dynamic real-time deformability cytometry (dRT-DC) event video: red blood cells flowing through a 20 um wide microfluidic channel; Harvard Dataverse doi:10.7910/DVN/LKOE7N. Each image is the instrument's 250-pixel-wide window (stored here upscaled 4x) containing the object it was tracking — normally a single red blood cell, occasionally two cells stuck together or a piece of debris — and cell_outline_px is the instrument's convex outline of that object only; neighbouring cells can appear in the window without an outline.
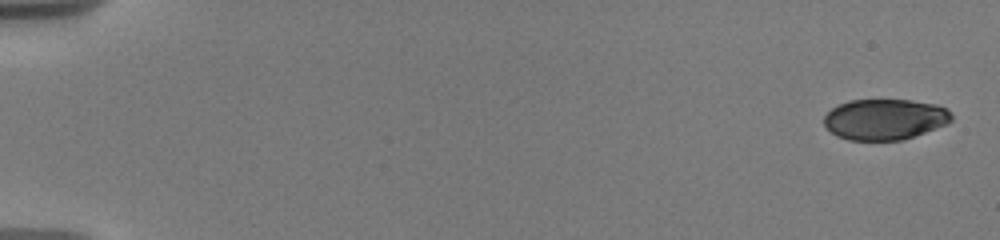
{"species": "human", "species_latin": "Homo sapiens", "temperature_condition": "warm", "stored_images_in_passage": 15, "camera_frame_rate_fps": 3000, "um_per_image_px": 0.085, "donor": {"sex": "male"}, "frame": {"image": 1, "passage_image": 1, "time_ms": 0.0, "image_size_px": [1000, 240], "cell_outline_px": [[952, 120], [944, 124], [924, 132], [900, 140], [848, 140], [836, 136], [824, 124], [824, 116], [832, 108], [848, 100], [912, 100], [936, 104], [948, 108], [952, 116]], "centroid_in_image_um": [75.19, 10.13], "position_along_channel_um": 9.8, "area_um2": 30.11}}
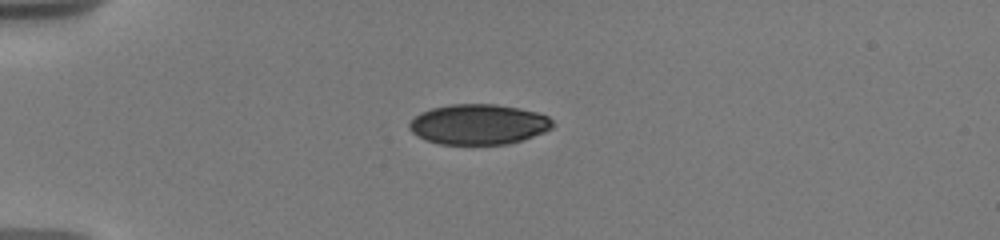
{"frame": {"image": 2, "passage_image": 13, "time_ms": 4.667, "image_size_px": [1000, 240], "cell_outline_px": [[552, 128], [544, 132], [508, 144], [440, 144], [428, 140], [412, 132], [408, 128], [408, 124], [420, 112], [432, 108], [452, 104], [496, 104], [520, 108], [536, 112], [548, 116], [552, 120]], "centroid_in_image_um": [40.68, 10.56], "position_along_channel_um": 44.3, "area_um2": 33.41}}